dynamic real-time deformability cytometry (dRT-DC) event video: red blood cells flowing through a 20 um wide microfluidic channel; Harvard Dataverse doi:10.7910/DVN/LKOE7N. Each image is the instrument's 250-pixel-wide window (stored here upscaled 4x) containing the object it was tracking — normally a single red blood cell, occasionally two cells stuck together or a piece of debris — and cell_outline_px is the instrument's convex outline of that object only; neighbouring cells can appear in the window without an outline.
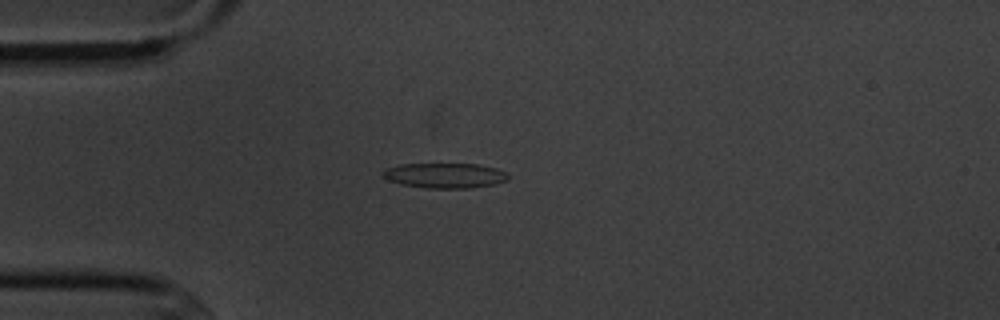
{"species": "common noctule bat (a hibernating species)", "species_latin": "Nyctalus noctula", "temperature_condition": "cold", "stored_images_in_passage": 5, "camera_frame_rate_fps": 3000, "um_per_image_px": 0.085, "animal": {"sex": "male", "body_mass_g": 20.1, "forearm_length_mm": 53.5}, "frame": {"image": 1, "passage_image": 5, "time_ms": 4.667, "image_size_px": [1000, 320], "cell_outline_px": [[508, 180], [496, 184], [468, 188], [428, 188], [400, 184], [388, 180], [380, 172], [384, 168], [400, 164], [476, 164], [496, 168], [508, 172]], "centroid_in_image_um": [37.81, 14.91], "position_along_channel_um": 47.2, "area_um2": 18.44}}